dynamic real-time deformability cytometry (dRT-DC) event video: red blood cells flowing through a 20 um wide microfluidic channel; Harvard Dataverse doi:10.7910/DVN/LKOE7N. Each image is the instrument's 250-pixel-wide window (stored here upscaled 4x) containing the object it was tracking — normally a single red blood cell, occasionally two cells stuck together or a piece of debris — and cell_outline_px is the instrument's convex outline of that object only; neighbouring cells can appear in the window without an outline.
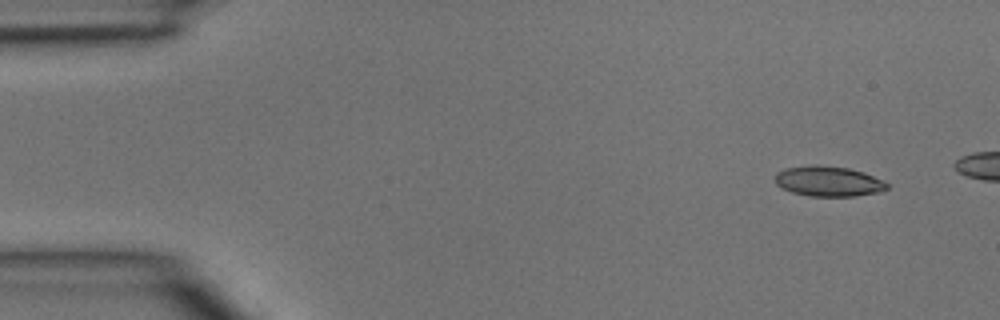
{"species": "common noctule bat (a hibernating species)", "species_latin": "Nyctalus noctula", "temperature_condition": "room temperature", "stored_images_in_passage": 3, "camera_frame_rate_fps": 3000, "um_per_image_px": 0.085, "animal": {"sex": "male", "body_mass_g": 15.6}, "frame": {"image": 1, "passage_image": 1, "time_ms": 0.0, "image_size_px": [1000, 320], "cell_outline_px": [[888, 188], [880, 192], [852, 196], [808, 196], [792, 192], [776, 184], [776, 172], [784, 168], [816, 164], [848, 168], [864, 172], [888, 184]], "centroid_in_image_um": [70.39, 15.4], "position_along_channel_um": 14.6, "area_um2": 19.59}}